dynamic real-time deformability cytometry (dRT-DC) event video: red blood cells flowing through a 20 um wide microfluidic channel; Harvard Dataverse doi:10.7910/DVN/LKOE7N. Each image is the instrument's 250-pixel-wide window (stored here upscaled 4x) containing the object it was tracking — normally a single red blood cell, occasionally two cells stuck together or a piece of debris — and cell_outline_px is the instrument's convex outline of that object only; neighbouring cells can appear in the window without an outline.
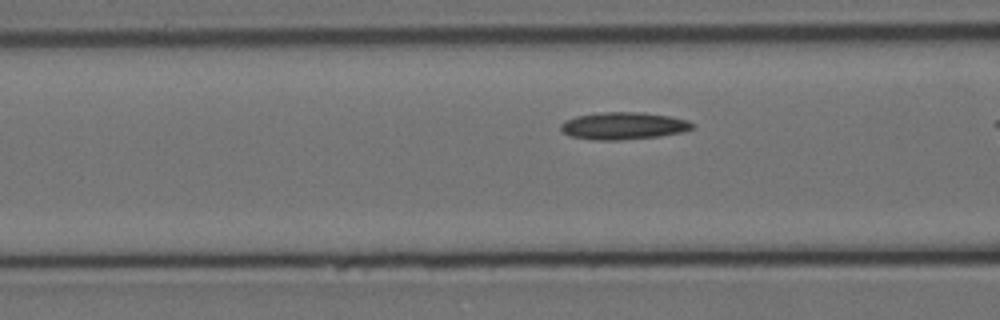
{"species": "Egyptian fruit bat (a non-hibernating species)", "species_latin": "Rousettus aegyptiacus", "temperature_condition": "cold", "stored_images_in_passage": 19, "camera_frame_rate_fps": 3000, "um_per_image_px": 0.085, "animal": {"sex": "female"}, "frame": {"image": 1, "passage_image": 16, "time_ms": 5.0, "image_size_px": [1000, 320], "cell_outline_px": [[696, 128], [684, 132], [660, 136], [620, 140], [592, 140], [572, 136], [564, 132], [560, 128], [560, 124], [564, 120], [576, 116], [600, 112], [640, 112], [668, 116], [688, 120]], "centroid_in_image_um": [53.0, 10.69], "position_along_channel_um": 113.6, "area_um2": 20.98}}